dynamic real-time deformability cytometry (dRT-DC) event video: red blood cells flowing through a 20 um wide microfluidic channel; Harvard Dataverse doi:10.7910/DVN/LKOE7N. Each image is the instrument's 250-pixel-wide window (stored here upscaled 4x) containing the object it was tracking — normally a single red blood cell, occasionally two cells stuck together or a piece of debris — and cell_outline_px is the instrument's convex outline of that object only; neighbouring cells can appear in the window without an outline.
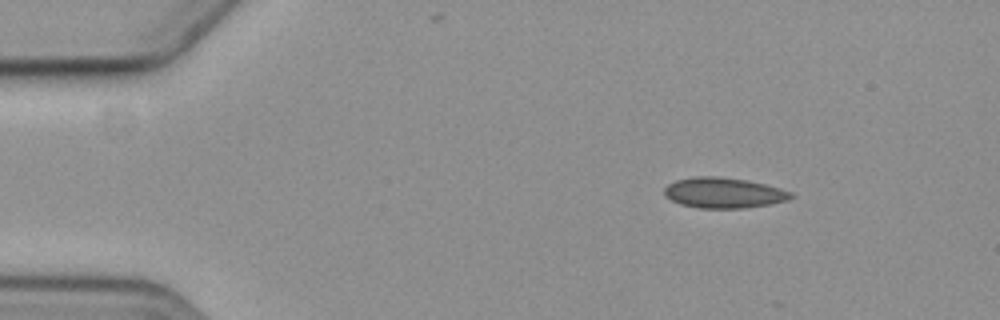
{"species": "common noctule bat (a hibernating species)", "species_latin": "Nyctalus noctula", "temperature_condition": "cold", "stored_images_in_passage": 5, "camera_frame_rate_fps": 3000, "um_per_image_px": 0.085, "animal": {"sex": "female", "body_mass_g": 19.3, "forearm_length_mm": 54.1}, "frame": {"image": 1, "passage_image": 1, "time_ms": 0.0, "image_size_px": [1000, 320], "cell_outline_px": [[796, 196], [784, 200], [768, 204], [744, 208], [696, 208], [680, 204], [664, 196], [664, 188], [668, 184], [676, 180], [696, 176], [716, 176], [744, 180], [764, 184], [780, 188], [792, 192]], "centroid_in_image_um": [61.47, 16.39], "position_along_channel_um": 23.5, "area_um2": 22.37}}
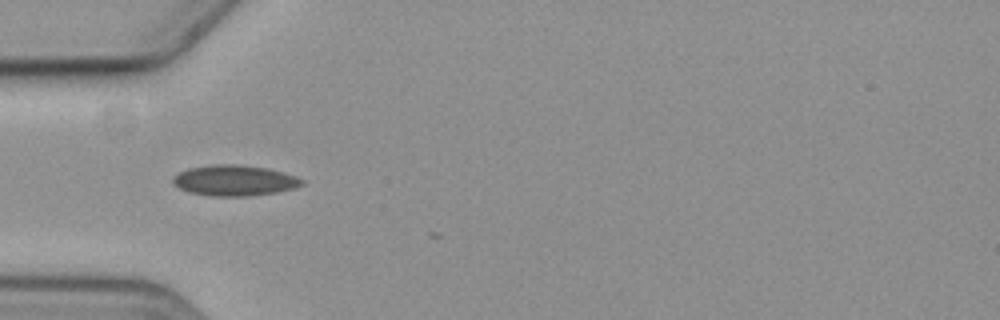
{"frame": {"image": 2, "passage_image": 4, "time_ms": 3.333, "image_size_px": [1000, 320], "cell_outline_px": [[304, 184], [292, 188], [276, 192], [248, 196], [208, 196], [188, 192], [180, 188], [172, 180], [172, 176], [188, 168], [212, 164], [236, 164], [268, 168], [296, 176], [304, 180]], "centroid_in_image_um": [19.91, 15.33], "position_along_channel_um": 65.1, "area_um2": 23.06}}